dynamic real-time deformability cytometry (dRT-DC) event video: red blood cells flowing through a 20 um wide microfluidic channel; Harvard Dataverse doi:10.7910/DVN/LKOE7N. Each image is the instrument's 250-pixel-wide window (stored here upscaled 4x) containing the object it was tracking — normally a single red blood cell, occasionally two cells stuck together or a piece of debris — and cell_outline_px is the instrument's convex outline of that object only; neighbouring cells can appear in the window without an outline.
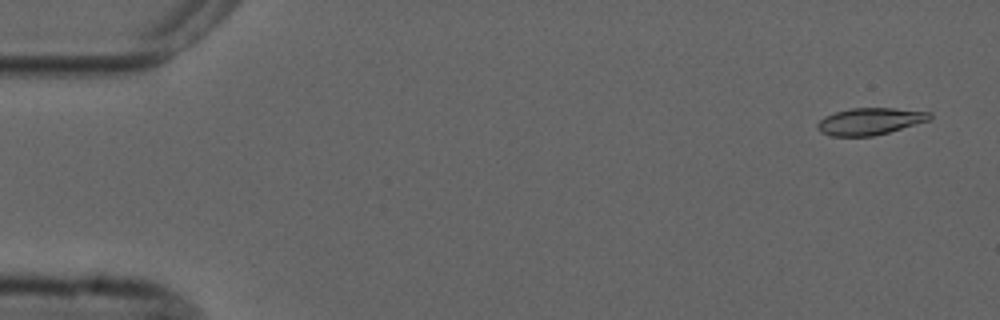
{"species": "common noctule bat (a hibernating species)", "species_latin": "Nyctalus noctula", "temperature_condition": "cold", "stored_images_in_passage": 5, "camera_frame_rate_fps": 3000, "um_per_image_px": 0.085, "animal": {"sex": "male", "forearm_length_mm": 52.5}, "frame": {"image": 1, "passage_image": 1, "time_ms": 0.0, "image_size_px": [1000, 320], "cell_outline_px": [[932, 116], [928, 120], [888, 132], [872, 136], [832, 136], [820, 132], [816, 128], [816, 124], [824, 116], [836, 112], [852, 108], [892, 108], [932, 112]], "centroid_in_image_um": [73.9, 10.31], "position_along_channel_um": 11.1, "area_um2": 17.46}}
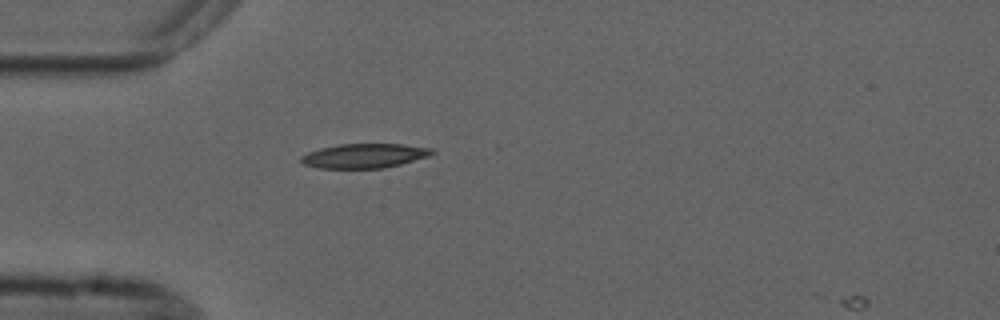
{"frame": {"image": 2, "passage_image": 4, "time_ms": 4.333, "image_size_px": [1000, 320], "cell_outline_px": [[436, 152], [428, 156], [400, 164], [384, 168], [320, 168], [304, 164], [300, 160], [300, 156], [308, 152], [320, 148], [340, 144], [400, 144], [432, 148]], "centroid_in_image_um": [30.96, 13.24], "position_along_channel_um": 54.0, "area_um2": 18.5}}